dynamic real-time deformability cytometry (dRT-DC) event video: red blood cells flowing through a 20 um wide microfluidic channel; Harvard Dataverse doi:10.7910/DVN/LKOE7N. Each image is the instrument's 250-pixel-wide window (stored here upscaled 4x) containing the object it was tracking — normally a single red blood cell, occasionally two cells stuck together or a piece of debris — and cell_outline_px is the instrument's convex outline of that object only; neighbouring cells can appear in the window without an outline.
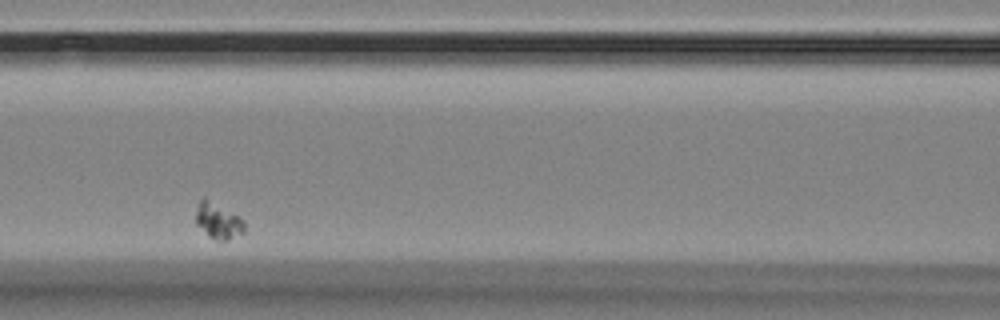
{"species": "Egyptian fruit bat (a non-hibernating species)", "species_latin": "Rousettus aegyptiacus", "temperature_condition": "room temperature", "stored_images_in_passage": 4, "camera_frame_rate_fps": 3000, "um_per_image_px": 0.085, "animal": {"sex": "female"}, "frame": {"image": 1, "passage_image": 3, "time_ms": 2.333, "image_size_px": [1000, 320], "cell_outline_px": [[244, 232], [228, 240], [216, 240], [208, 236], [196, 224], [196, 212], [200, 200], [204, 196], [244, 220]], "centroid_in_image_um": [18.53, 18.78], "position_along_channel_um": 148.1, "area_um2": 10.0}}